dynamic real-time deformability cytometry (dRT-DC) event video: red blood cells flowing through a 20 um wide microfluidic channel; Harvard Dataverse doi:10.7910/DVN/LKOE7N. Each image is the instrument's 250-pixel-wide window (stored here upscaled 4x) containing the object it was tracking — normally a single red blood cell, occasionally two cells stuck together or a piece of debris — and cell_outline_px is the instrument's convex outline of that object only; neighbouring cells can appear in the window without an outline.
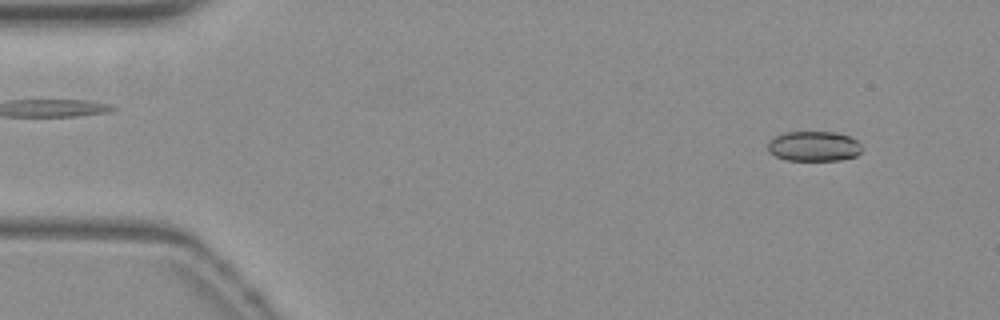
{"species": "common noctule bat (a hibernating species)", "species_latin": "Nyctalus noctula", "temperature_condition": "warm", "stored_images_in_passage": 51, "camera_frame_rate_fps": 3000, "um_per_image_px": 0.085, "animal": {"sex": "female", "body_mass_g": 19.3, "forearm_length_mm": 54.1}, "frame": {"image": 1, "passage_image": 3, "time_ms": 0.667, "image_size_px": [1000, 320], "cell_outline_px": [[860, 152], [856, 156], [840, 160], [788, 160], [776, 156], [768, 152], [768, 144], [776, 136], [784, 132], [832, 132], [848, 136], [856, 140], [860, 144]], "centroid_in_image_um": [69.17, 12.43], "position_along_channel_um": 15.8, "area_um2": 16.24}}
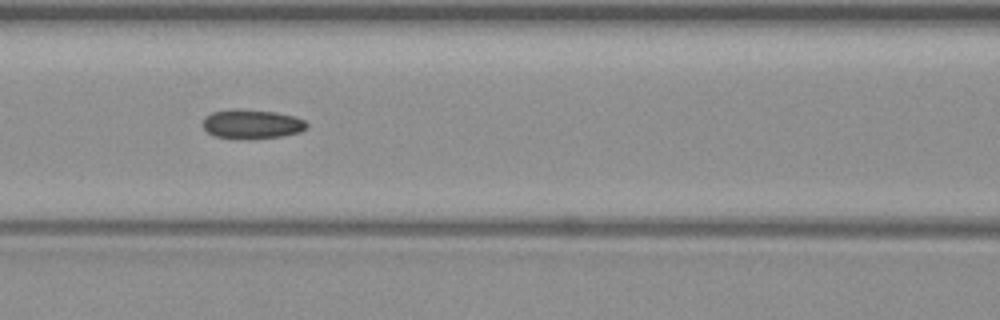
{"frame": {"image": 2, "passage_image": 21, "time_ms": 6.667, "image_size_px": [1000, 320], "cell_outline_px": [[308, 124], [300, 132], [284, 136], [252, 140], [236, 140], [212, 136], [200, 124], [204, 116], [212, 112], [236, 108], [276, 112], [296, 116], [304, 120]], "centroid_in_image_um": [21.35, 10.57], "position_along_channel_um": 145.2, "area_um2": 18.44}}
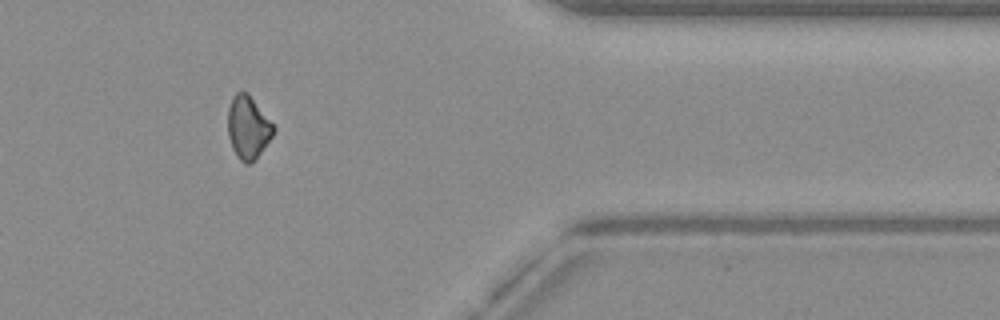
{"frame": {"image": 3, "passage_image": 42, "time_ms": 13.667, "image_size_px": [1000, 320], "cell_outline_px": [[276, 128], [272, 136], [256, 160], [252, 164], [244, 164], [240, 160], [232, 148], [228, 136], [228, 108], [236, 92], [248, 92]], "centroid_in_image_um": [21.09, 10.86], "position_along_channel_um": 390.3, "area_um2": 16.76}}